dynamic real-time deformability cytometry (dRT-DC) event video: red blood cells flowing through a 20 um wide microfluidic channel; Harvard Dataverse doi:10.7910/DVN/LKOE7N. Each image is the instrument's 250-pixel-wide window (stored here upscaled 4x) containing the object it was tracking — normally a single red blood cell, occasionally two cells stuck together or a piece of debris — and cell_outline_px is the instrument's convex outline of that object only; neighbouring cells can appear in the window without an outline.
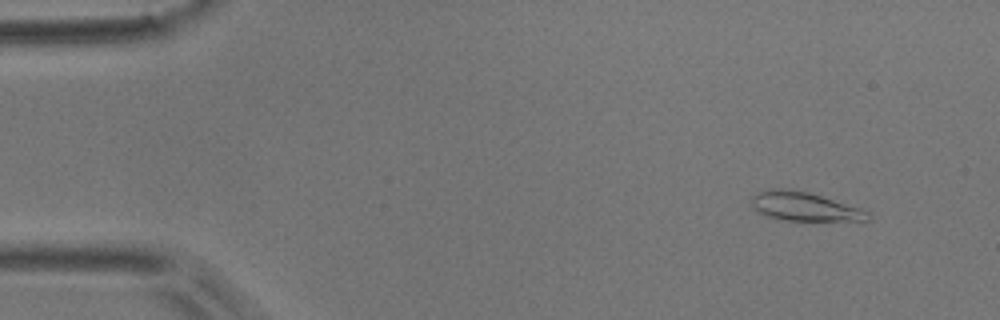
{"species": "common noctule bat (a hibernating species)", "species_latin": "Nyctalus noctula", "temperature_condition": "room temperature", "stored_images_in_passage": 53, "camera_frame_rate_fps": 3000, "um_per_image_px": 0.085, "animal": {"sex": "male", "body_mass_g": 17.9}, "frame": {"image": 1, "passage_image": 4, "time_ms": 1.0, "image_size_px": [1000, 320], "cell_outline_px": [[872, 216], [868, 220], [776, 220], [756, 212], [752, 208], [752, 196], [756, 192], [768, 188], [792, 188], [808, 192], [860, 208], [868, 212]], "centroid_in_image_um": [68.28, 17.54], "position_along_channel_um": 16.7, "area_um2": 19.71}}
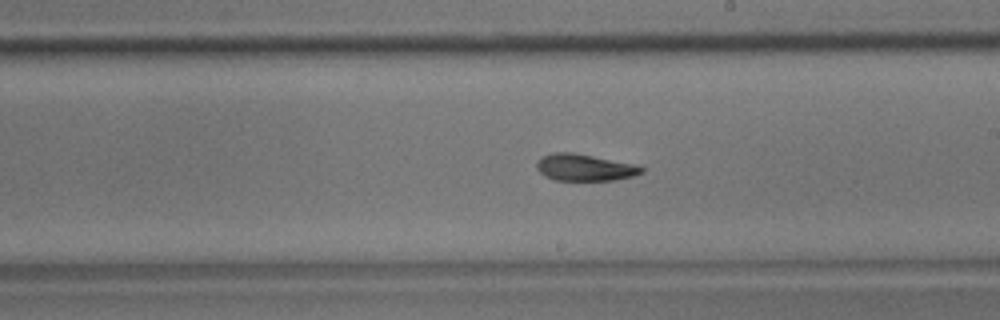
{"frame": {"image": 2, "passage_image": 30, "time_ms": 9.667, "image_size_px": [1000, 320], "cell_outline_px": [[644, 172], [632, 176], [616, 180], [556, 180], [544, 176], [536, 168], [536, 160], [540, 156], [552, 152], [576, 152], [632, 164], [644, 168]], "centroid_in_image_um": [49.63, 14.22], "position_along_channel_um": 239.4, "area_um2": 16.47}}
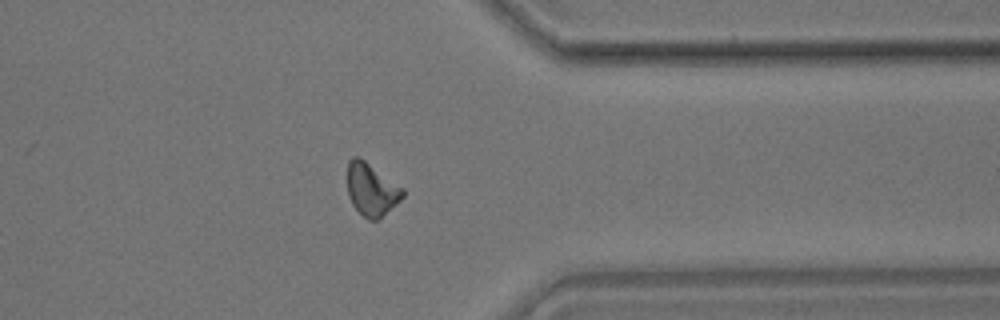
{"frame": {"image": 3, "passage_image": 42, "time_ms": 13.667, "image_size_px": [1000, 320], "cell_outline_px": [[404, 196], [396, 204], [376, 220], [368, 220], [352, 204], [348, 196], [348, 160], [352, 156], [360, 156], [404, 188]], "centroid_in_image_um": [31.57, 16.06], "position_along_channel_um": 379.8, "area_um2": 16.94}, "authors_computed_cell_mechanics": {"area_um2": 16.762, "velocity_mm_per_s": 3.716, "shape_relaxation_time_tau1_ms": 5.2321, "shape_relaxation_time_tau2_ms": 6.1896, "deformation_change_tau1": 0.1479, "deformation_change_tau2": 0.1201}}